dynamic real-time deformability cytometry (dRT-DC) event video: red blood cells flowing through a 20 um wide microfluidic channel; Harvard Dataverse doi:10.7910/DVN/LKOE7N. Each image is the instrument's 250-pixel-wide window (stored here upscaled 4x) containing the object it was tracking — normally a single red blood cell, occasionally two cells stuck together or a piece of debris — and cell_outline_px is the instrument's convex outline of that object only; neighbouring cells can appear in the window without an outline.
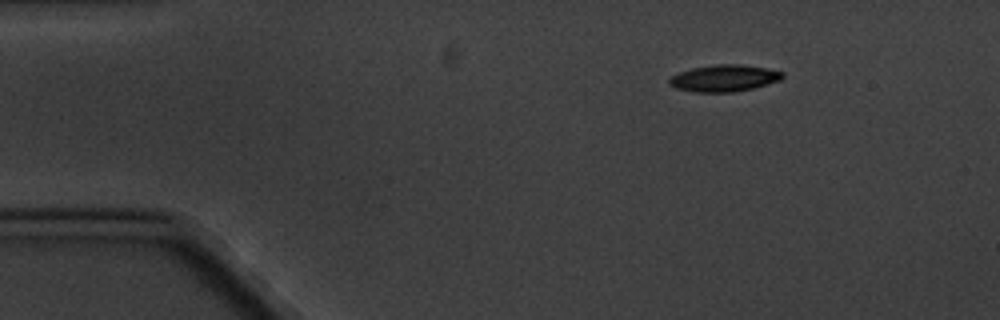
{"species": "common noctule bat (a hibernating species)", "species_latin": "Nyctalus noctula", "temperature_condition": "cold", "stored_images_in_passage": 7, "camera_frame_rate_fps": 3000, "um_per_image_px": 0.085, "animal": {"sex": "male", "body_mass_g": 20.1, "forearm_length_mm": 53.5}, "frame": {"image": 1, "passage_image": 1, "time_ms": 0.0, "image_size_px": [1000, 320], "cell_outline_px": [[784, 76], [780, 80], [752, 88], [732, 92], [696, 92], [676, 88], [668, 84], [668, 80], [672, 76], [680, 72], [692, 68], [720, 64], [740, 64], [768, 68], [784, 72]], "centroid_in_image_um": [61.56, 6.64], "position_along_channel_um": 23.4, "area_um2": 17.51}}
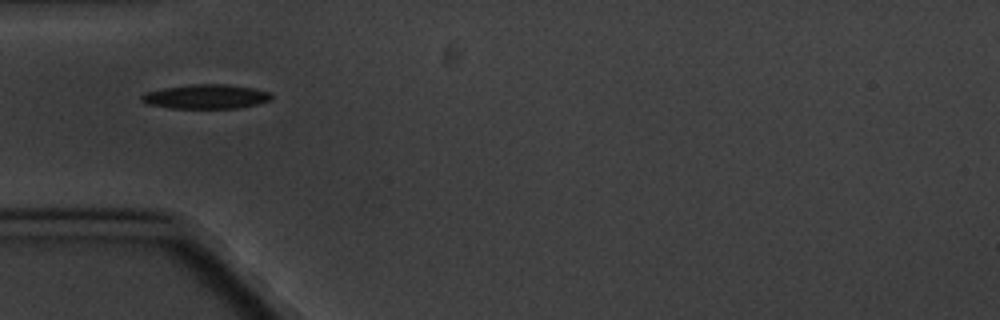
{"frame": {"image": 2, "passage_image": 4, "time_ms": 3.333, "image_size_px": [1000, 320], "cell_outline_px": [[272, 100], [240, 108], [168, 108], [148, 104], [140, 100], [140, 96], [148, 92], [164, 88], [192, 84], [224, 84], [252, 88], [272, 92]], "centroid_in_image_um": [17.54, 8.21], "position_along_channel_um": 67.5, "area_um2": 18.38}}